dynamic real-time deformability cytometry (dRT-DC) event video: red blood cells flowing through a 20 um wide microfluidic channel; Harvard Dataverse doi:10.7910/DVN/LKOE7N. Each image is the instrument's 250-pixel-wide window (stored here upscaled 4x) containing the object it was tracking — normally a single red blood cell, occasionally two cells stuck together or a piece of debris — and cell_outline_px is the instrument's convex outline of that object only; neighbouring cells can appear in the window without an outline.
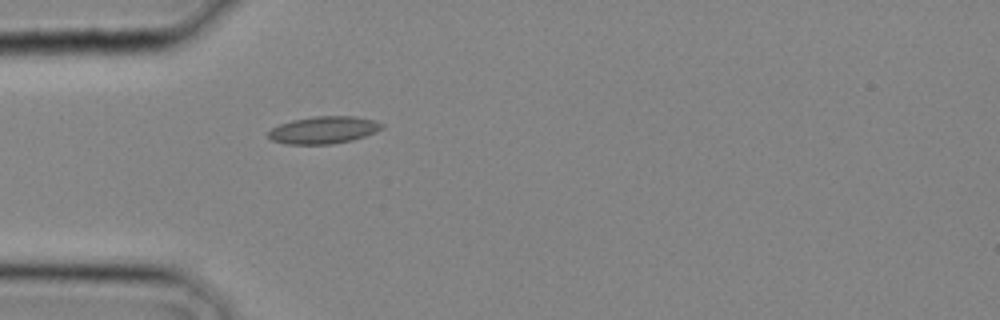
{"species": "common noctule bat (a hibernating species)", "species_latin": "Nyctalus noctula", "temperature_condition": "cold", "stored_images_in_passage": 5, "camera_frame_rate_fps": 3000, "um_per_image_px": 0.085, "animal": {"sex": "male", "body_mass_g": 20.4}, "frame": {"image": 1, "passage_image": 1, "time_ms": 0.0, "image_size_px": [1000, 320], "cell_outline_px": [[384, 128], [376, 132], [352, 140], [332, 144], [284, 144], [272, 140], [268, 136], [268, 132], [272, 128], [280, 124], [292, 120], [316, 116], [356, 116], [376, 120], [384, 124]], "centroid_in_image_um": [27.54, 11.04], "position_along_channel_um": 57.5, "area_um2": 18.15}}
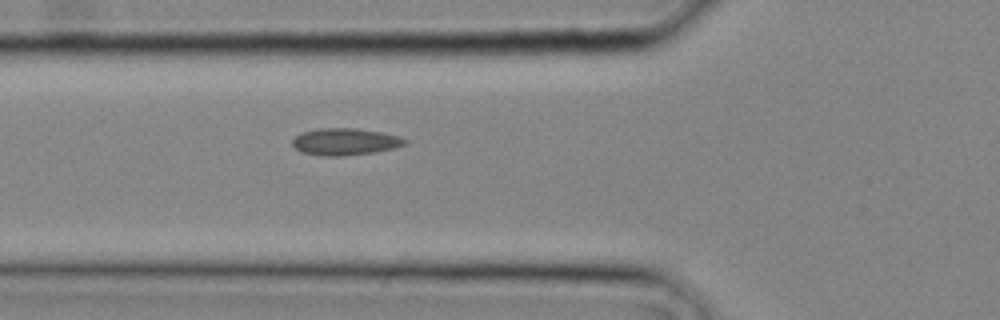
{"frame": {"image": 2, "passage_image": 3, "time_ms": 0.667, "image_size_px": [1000, 320], "cell_outline_px": [[408, 144], [396, 148], [376, 152], [344, 156], [320, 156], [304, 152], [296, 148], [292, 144], [292, 140], [300, 132], [320, 128], [356, 128], [380, 132], [400, 136], [408, 140]], "centroid_in_image_um": [29.38, 12.05], "position_along_channel_um": 96.4, "area_um2": 17.86}}
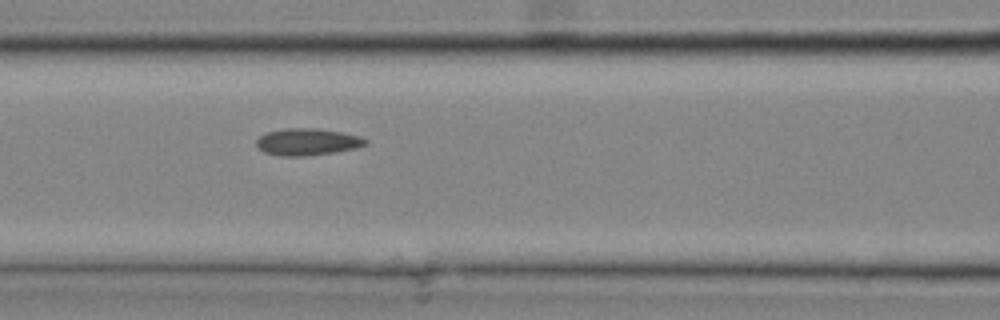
{"frame": {"image": 3, "passage_image": 5, "time_ms": 1.333, "image_size_px": [1000, 320], "cell_outline_px": [[368, 144], [356, 148], [332, 152], [304, 156], [280, 156], [264, 152], [256, 144], [256, 140], [264, 132], [284, 128], [316, 128], [340, 132], [360, 136], [368, 140]], "centroid_in_image_um": [26.11, 12.05], "position_along_channel_um": 140.5, "area_um2": 17.11}}